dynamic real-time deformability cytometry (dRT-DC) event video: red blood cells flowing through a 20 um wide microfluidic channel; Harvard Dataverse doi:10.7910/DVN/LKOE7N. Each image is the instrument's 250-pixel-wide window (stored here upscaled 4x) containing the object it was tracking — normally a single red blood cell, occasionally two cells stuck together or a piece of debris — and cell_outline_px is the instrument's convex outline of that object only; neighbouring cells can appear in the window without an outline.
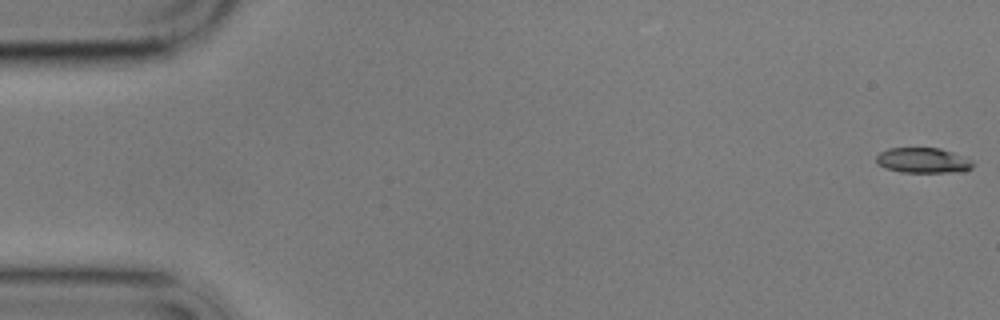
{"species": "common noctule bat (a hibernating species)", "species_latin": "Nyctalus noctula", "temperature_condition": "cold", "stored_images_in_passage": 5, "camera_frame_rate_fps": 3000, "um_per_image_px": 0.085, "animal": {"sex": "male", "body_mass_g": 17.9}, "frame": {"image": 1, "passage_image": 1, "time_ms": 0.0, "image_size_px": [1000, 320], "cell_outline_px": [[972, 168], [964, 172], [900, 172], [884, 168], [876, 164], [876, 156], [880, 152], [888, 148], [940, 148], [952, 152], [972, 160]], "centroid_in_image_um": [78.43, 13.64], "position_along_channel_um": 6.6, "area_um2": 14.33}}
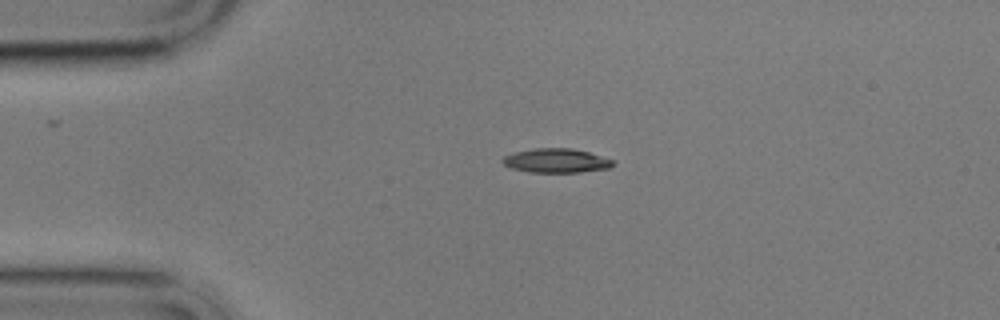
{"frame": {"image": 2, "passage_image": 4, "time_ms": 4.0, "image_size_px": [1000, 320], "cell_outline_px": [[616, 164], [608, 168], [580, 172], [528, 172], [512, 168], [504, 164], [500, 160], [504, 156], [512, 152], [532, 148], [572, 148], [588, 152], [616, 160]], "centroid_in_image_um": [47.28, 13.64], "position_along_channel_um": 37.7, "area_um2": 15.72}}
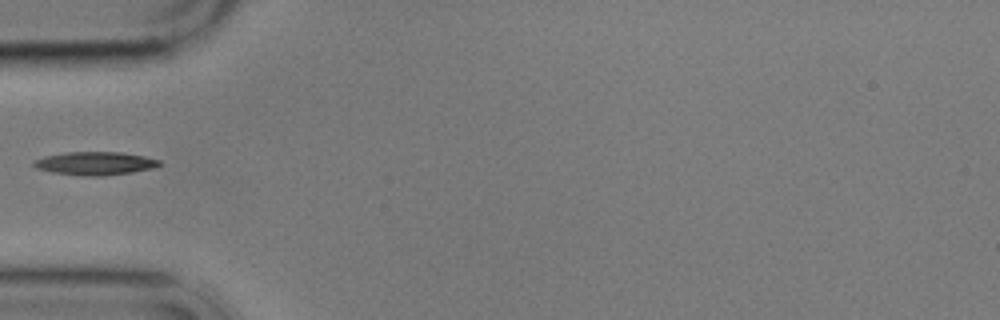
{"frame": {"image": 3, "passage_image": 5, "time_ms": 6.0, "image_size_px": [1000, 320], "cell_outline_px": [[160, 164], [152, 168], [132, 172], [100, 176], [84, 176], [52, 172], [36, 168], [32, 164], [32, 160], [44, 156], [68, 152], [120, 152], [144, 156], [160, 160]], "centroid_in_image_um": [8.04, 13.88], "position_along_channel_um": 77.0, "area_um2": 16.94}}